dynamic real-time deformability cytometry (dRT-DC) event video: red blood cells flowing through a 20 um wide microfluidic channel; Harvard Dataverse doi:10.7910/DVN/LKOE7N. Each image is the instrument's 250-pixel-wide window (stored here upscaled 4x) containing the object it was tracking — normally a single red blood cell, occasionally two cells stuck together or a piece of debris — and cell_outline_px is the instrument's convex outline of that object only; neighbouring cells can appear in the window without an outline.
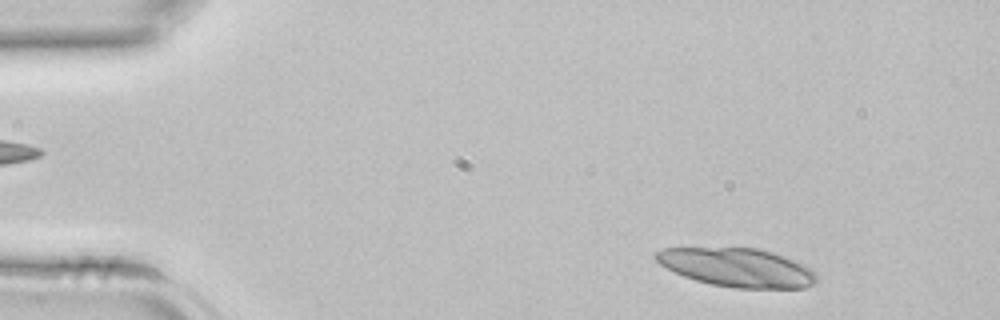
{"species": "common noctule bat (a hibernating species)", "species_latin": "Nyctalus noctula", "temperature_condition": "room temperature", "stored_images_in_passage": 39, "camera_frame_rate_fps": 3000, "um_per_image_px": 0.085, "animal": {"sex": "female", "body_mass_g": 22.7, "forearm_length_mm": 54.2}, "frame": {"image": 1, "passage_image": 2, "time_ms": 0.333, "image_size_px": [1000, 320], "cell_outline_px": [[816, 280], [812, 284], [804, 288], [736, 288], [712, 284], [696, 280], [684, 276], [660, 264], [652, 256], [656, 252], [664, 248], [760, 248], [784, 256], [804, 264], [816, 272]], "centroid_in_image_um": [62.68, 22.73], "position_along_channel_um": 22.3, "area_um2": 36.01}}